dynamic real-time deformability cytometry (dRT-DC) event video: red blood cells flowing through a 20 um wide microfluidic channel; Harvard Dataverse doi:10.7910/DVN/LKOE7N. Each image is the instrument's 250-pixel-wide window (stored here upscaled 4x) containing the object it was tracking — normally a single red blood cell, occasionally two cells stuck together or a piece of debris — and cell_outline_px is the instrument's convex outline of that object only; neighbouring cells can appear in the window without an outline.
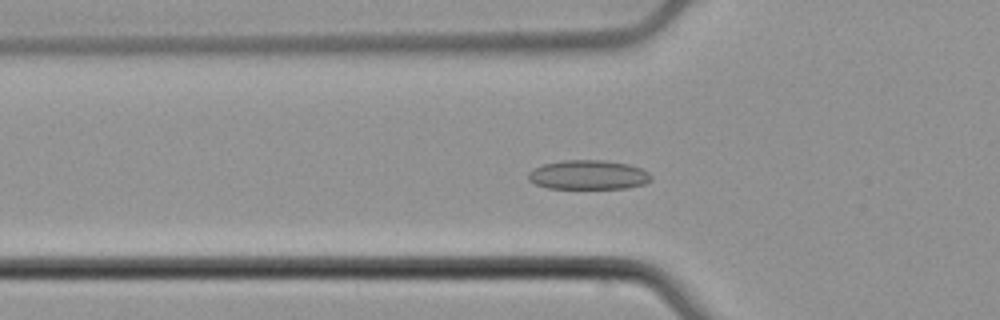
{"species": "common noctule bat (a hibernating species)", "species_latin": "Nyctalus noctula", "temperature_condition": "cold", "stored_images_in_passage": 54, "camera_frame_rate_fps": 3000, "um_per_image_px": 0.085, "animal": {"sex": "male", "body_mass_g": 21.5, "forearm_length_mm": 52.0}, "frame": {"image": 1, "passage_image": 18, "time_ms": 5.667, "image_size_px": [1000, 320], "cell_outline_px": [[652, 180], [644, 184], [624, 188], [548, 188], [536, 184], [528, 180], [528, 172], [532, 168], [544, 164], [564, 160], [604, 160], [628, 164], [640, 168], [648, 172], [652, 176]], "centroid_in_image_um": [50.0, 14.86], "position_along_channel_um": 75.8, "area_um2": 20.98}}
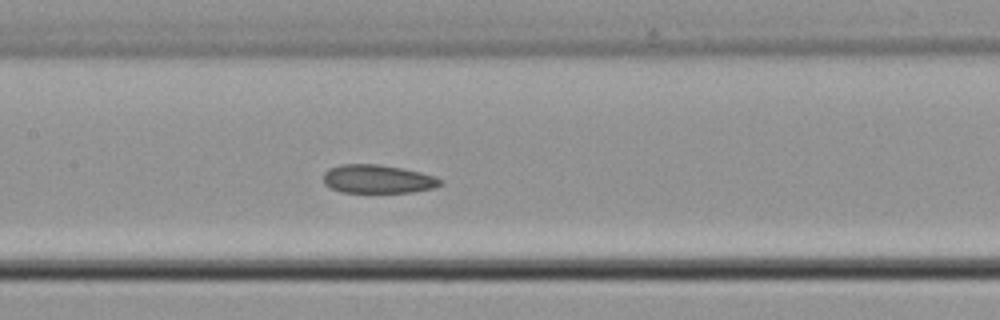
{"frame": {"image": 2, "passage_image": 26, "time_ms": 8.333, "image_size_px": [1000, 320], "cell_outline_px": [[444, 184], [436, 188], [412, 192], [340, 192], [324, 184], [324, 172], [328, 168], [340, 164], [376, 164], [400, 168], [420, 172], [444, 180]], "centroid_in_image_um": [32.12, 15.22], "position_along_channel_um": 175.3, "area_um2": 19.48}}
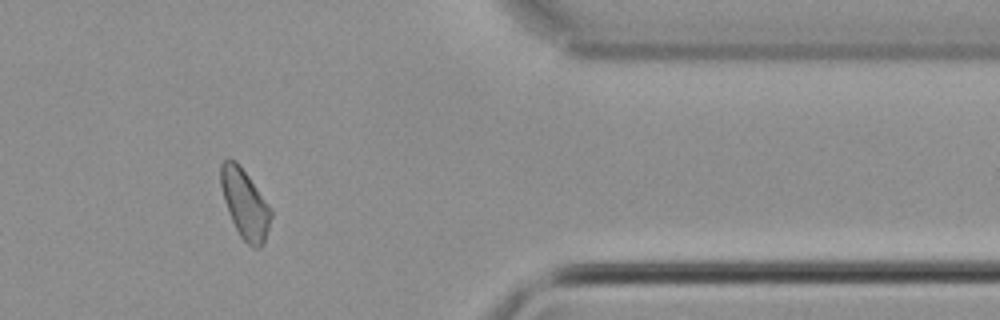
{"frame": {"image": 3, "passage_image": 45, "time_ms": 14.667, "image_size_px": [1000, 320], "cell_outline_px": [[272, 216], [264, 244], [260, 248], [252, 248], [240, 236], [232, 220], [224, 200], [220, 184], [220, 164], [228, 156], [236, 160], [248, 176], [268, 204], [272, 212]], "centroid_in_image_um": [20.81, 17.31], "position_along_channel_um": 390.6, "area_um2": 20.17}, "authors_computed_cell_mechanics": {"area_um2": 20.3167, "velocity_mm_per_s": 3.7505, "shape_relaxation_time_tau1_ms": null, "shape_relaxation_time_tau2_ms": 2.6142, "deformation_change_tau1": null, "deformation_change_tau2": 0.0618}}